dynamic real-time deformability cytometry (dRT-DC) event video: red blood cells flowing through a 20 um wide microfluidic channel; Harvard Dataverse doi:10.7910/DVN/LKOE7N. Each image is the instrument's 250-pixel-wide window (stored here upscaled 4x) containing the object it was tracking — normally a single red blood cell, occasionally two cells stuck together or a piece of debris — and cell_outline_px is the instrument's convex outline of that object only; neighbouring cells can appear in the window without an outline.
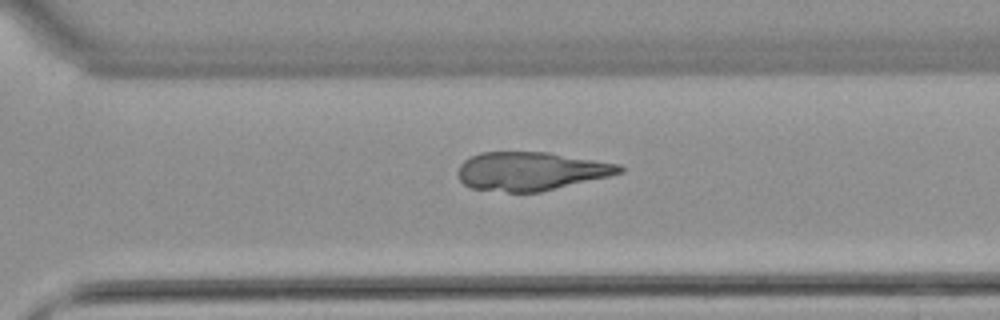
{"species": "common noctule bat (a hibernating species)", "species_latin": "Nyctalus noctula", "temperature_condition": "warm", "stored_images_in_passage": 41, "camera_frame_rate_fps": 3000, "um_per_image_px": 0.085, "animal": {"sex": "female", "body_mass_g": 22.7, "forearm_length_mm": 54.2}, "frame": {"image": 1, "passage_image": 25, "time_ms": 8.0, "image_size_px": [1000, 320], "cell_outline_px": [[624, 172], [608, 176], [540, 192], [508, 192], [472, 188], [464, 184], [460, 180], [456, 172], [460, 164], [464, 160], [480, 152], [548, 152], [620, 164], [624, 168]], "centroid_in_image_um": [45.11, 14.54], "position_along_channel_um": 325.5, "area_um2": 36.18}}
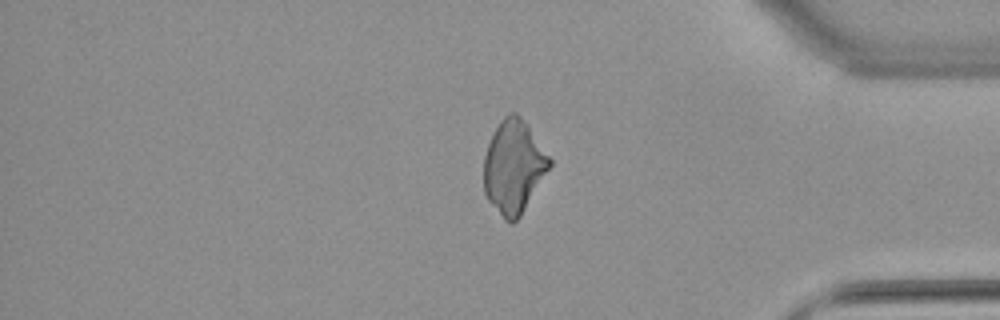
{"frame": {"image": 2, "passage_image": 32, "time_ms": 10.333, "image_size_px": [1000, 320], "cell_outline_px": [[552, 164], [520, 216], [512, 224], [508, 224], [504, 220], [488, 200], [484, 192], [484, 156], [488, 144], [500, 120], [508, 112], [516, 112], [520, 116], [552, 160]], "centroid_in_image_um": [43.64, 14.2], "position_along_channel_um": 391.6, "area_um2": 35.32}}